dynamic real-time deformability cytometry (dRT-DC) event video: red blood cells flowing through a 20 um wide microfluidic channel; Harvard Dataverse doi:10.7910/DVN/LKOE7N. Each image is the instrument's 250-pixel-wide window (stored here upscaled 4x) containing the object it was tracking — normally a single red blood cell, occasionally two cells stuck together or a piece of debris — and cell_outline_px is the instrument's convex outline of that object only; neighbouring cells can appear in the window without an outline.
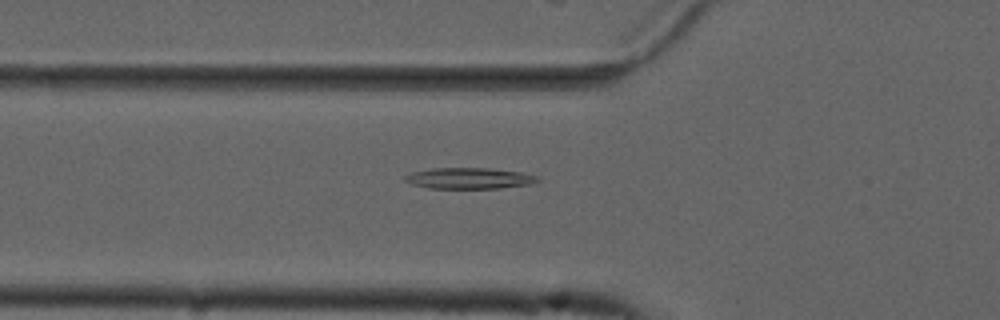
{"species": "common noctule bat (a hibernating species)", "species_latin": "Nyctalus noctula", "temperature_condition": "cold", "stored_images_in_passage": 41, "camera_frame_rate_fps": 3000, "um_per_image_px": 0.085, "animal": {"sex": "male", "forearm_length_mm": 52.5}, "frame": {"image": 1, "passage_image": 6, "time_ms": 1.667, "image_size_px": [1000, 320], "cell_outline_px": [[540, 180], [532, 184], [500, 188], [428, 188], [412, 184], [404, 180], [404, 176], [412, 172], [432, 168], [488, 168], [520, 172], [540, 176]], "centroid_in_image_um": [39.91, 15.15], "position_along_channel_um": 85.9, "area_um2": 16.3}}
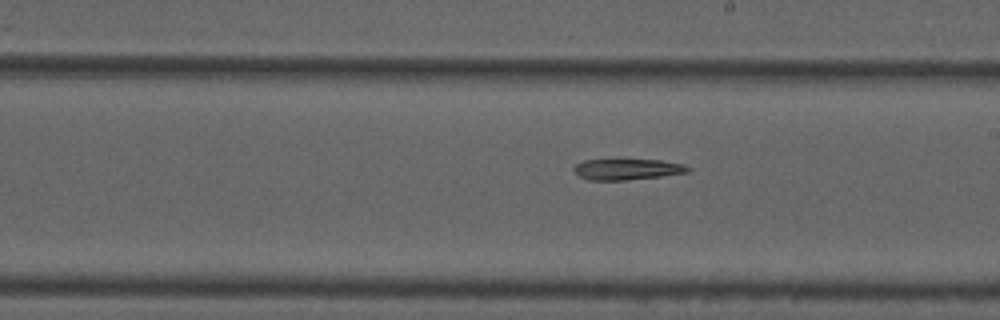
{"frame": {"image": 2, "passage_image": 18, "time_ms": 5.667, "image_size_px": [1000, 320], "cell_outline_px": [[692, 168], [688, 172], [660, 176], [624, 180], [588, 180], [580, 176], [572, 168], [576, 164], [584, 160], [660, 160], [684, 164]], "centroid_in_image_um": [53.32, 14.39], "position_along_channel_um": 235.7, "area_um2": 13.76}}
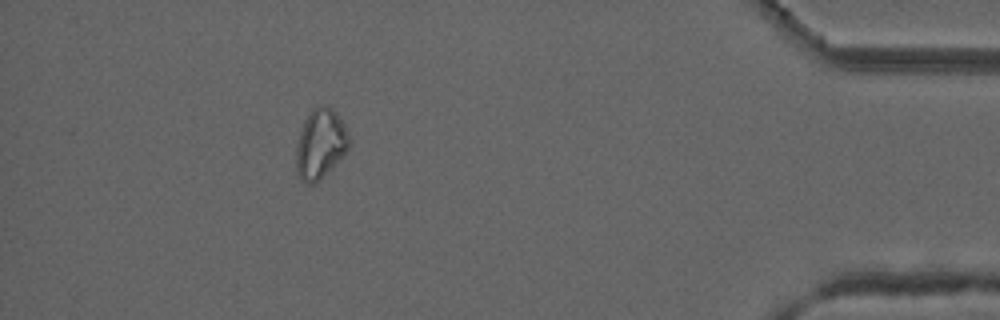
{"frame": {"image": 3, "passage_image": 36, "time_ms": 11.667, "image_size_px": [1000, 320], "cell_outline_px": [[348, 148], [344, 156], [332, 168], [312, 184], [308, 184], [300, 180], [296, 172], [296, 144], [304, 120], [312, 108], [320, 104], [324, 104], [332, 108], [336, 112], [344, 124], [348, 132]], "centroid_in_image_um": [27.22, 12.21], "position_along_channel_um": 408.0, "area_um2": 21.62}}